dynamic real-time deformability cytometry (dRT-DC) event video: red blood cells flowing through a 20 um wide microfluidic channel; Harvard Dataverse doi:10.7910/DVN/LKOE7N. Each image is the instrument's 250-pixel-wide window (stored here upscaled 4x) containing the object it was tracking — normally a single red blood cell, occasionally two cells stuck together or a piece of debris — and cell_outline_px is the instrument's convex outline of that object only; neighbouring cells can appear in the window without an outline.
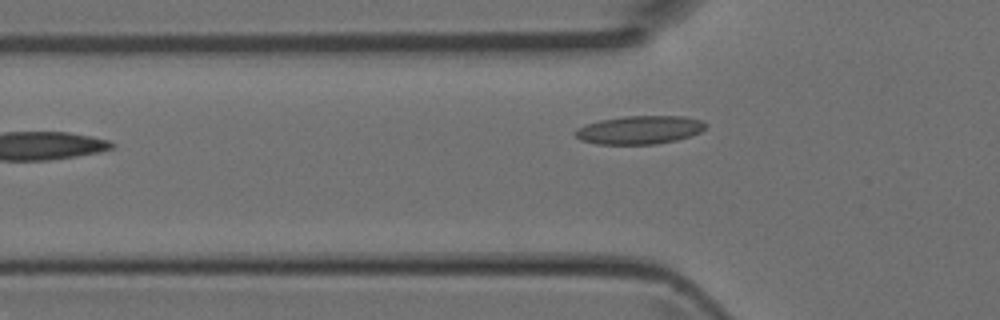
{"species": "Egyptian fruit bat (a non-hibernating species)", "species_latin": "Rousettus aegyptiacus", "temperature_condition": "room temperature", "stored_images_in_passage": 2, "camera_frame_rate_fps": 3000, "um_per_image_px": 0.085, "animal": {"sex": "female"}, "frame": {"image": 1, "passage_image": 2, "time_ms": 0.333, "image_size_px": [1000, 320], "cell_outline_px": [[708, 124], [700, 132], [692, 136], [676, 140], [656, 144], [596, 144], [580, 140], [572, 132], [576, 128], [584, 124], [600, 120], [624, 116], [684, 116], [704, 120]], "centroid_in_image_um": [54.36, 11.04], "position_along_channel_um": 71.4, "area_um2": 21.85}}